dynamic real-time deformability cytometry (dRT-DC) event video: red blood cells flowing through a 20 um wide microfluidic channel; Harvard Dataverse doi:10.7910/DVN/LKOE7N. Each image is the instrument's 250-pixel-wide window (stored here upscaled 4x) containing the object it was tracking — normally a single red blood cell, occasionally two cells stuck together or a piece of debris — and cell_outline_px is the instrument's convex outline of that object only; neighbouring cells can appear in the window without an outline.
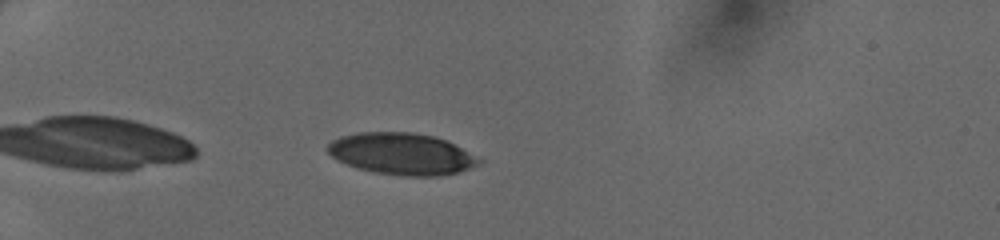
{"species": "human", "species_latin": "Homo sapiens", "temperature_condition": "cold", "stored_images_in_passage": 37, "camera_frame_rate_fps": 3000, "um_per_image_px": 0.085, "donor": {"sex": "female"}, "frame": {"image": 1, "passage_image": 4, "time_ms": 1.0, "image_size_px": [1000, 240], "cell_outline_px": [[484, 160], [468, 168], [456, 172], [436, 176], [400, 176], [372, 172], [356, 168], [336, 160], [324, 148], [332, 140], [340, 136], [360, 132], [412, 132], [432, 136], [444, 140]], "centroid_in_image_um": [34.05, 13.08], "position_along_channel_um": 50.9, "area_um2": 36.59}}
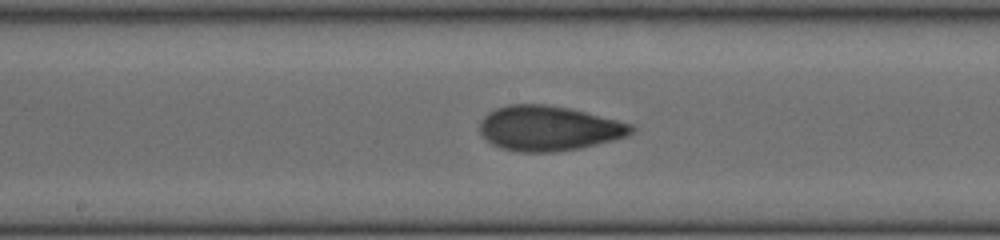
{"frame": {"image": 2, "passage_image": 17, "time_ms": 5.333, "image_size_px": [1000, 240], "cell_outline_px": [[636, 128], [628, 136], [580, 148], [556, 152], [520, 152], [500, 148], [492, 144], [480, 132], [480, 120], [488, 112], [496, 108], [508, 104], [544, 104], [568, 108], [632, 124]], "centroid_in_image_um": [46.62, 10.91], "position_along_channel_um": 201.6, "area_um2": 39.54}}
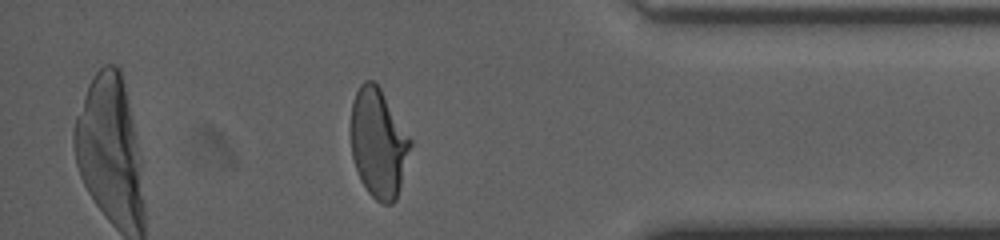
{"frame": {"image": 3, "passage_image": 32, "time_ms": 10.333, "image_size_px": [1000, 240], "cell_outline_px": [[412, 144], [396, 200], [392, 204], [380, 204], [368, 192], [360, 180], [352, 156], [352, 104], [356, 92], [360, 84], [364, 80], [372, 80], [380, 88], [412, 140]], "centroid_in_image_um": [32.17, 12.19], "position_along_channel_um": 403.0, "area_um2": 37.45}}